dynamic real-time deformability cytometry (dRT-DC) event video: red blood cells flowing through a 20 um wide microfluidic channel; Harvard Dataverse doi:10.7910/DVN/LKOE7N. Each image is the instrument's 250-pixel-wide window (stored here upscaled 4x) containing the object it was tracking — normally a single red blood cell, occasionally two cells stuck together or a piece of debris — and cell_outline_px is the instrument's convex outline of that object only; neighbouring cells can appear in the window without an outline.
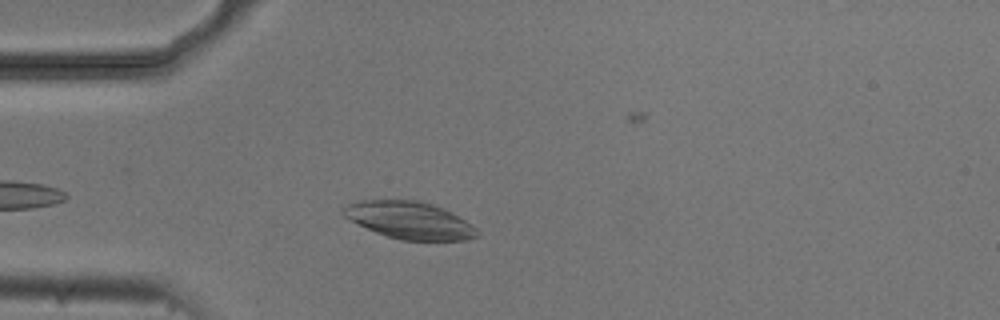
{"species": "common noctule bat (a hibernating species)", "species_latin": "Nyctalus noctula", "temperature_condition": "cold", "stored_images_in_passage": 39, "camera_frame_rate_fps": 3000, "um_per_image_px": 0.085, "animal": {"sex": "male", "body_mass_g": 20.5, "forearm_length_mm": 52.5}, "frame": {"image": 1, "passage_image": 6, "time_ms": 1.667, "image_size_px": [1000, 320], "cell_outline_px": [[480, 232], [476, 236], [464, 240], [400, 240], [376, 232], [344, 216], [340, 212], [340, 208], [348, 204], [360, 200], [416, 200], [432, 204], [472, 224]], "centroid_in_image_um": [34.77, 18.72], "position_along_channel_um": 50.2, "area_um2": 28.55}}
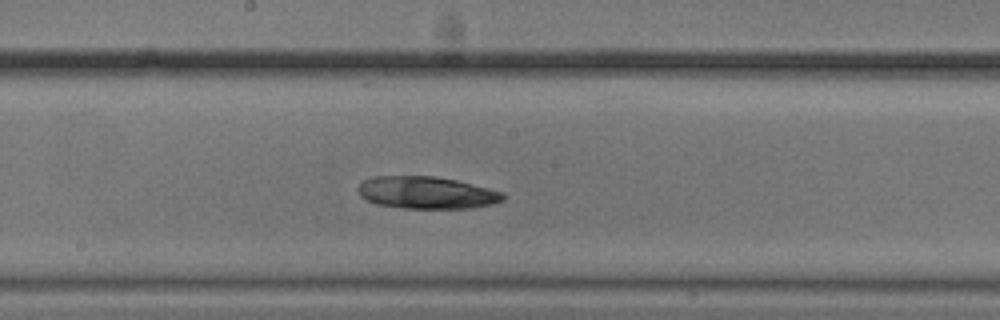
{"frame": {"image": 2, "passage_image": 20, "time_ms": 6.333, "image_size_px": [1000, 320], "cell_outline_px": [[504, 200], [492, 204], [472, 208], [400, 208], [376, 204], [360, 196], [356, 188], [364, 180], [372, 176], [436, 176], [456, 180], [504, 192]], "centroid_in_image_um": [36.24, 16.37], "position_along_channel_um": 212.0, "area_um2": 27.34}}
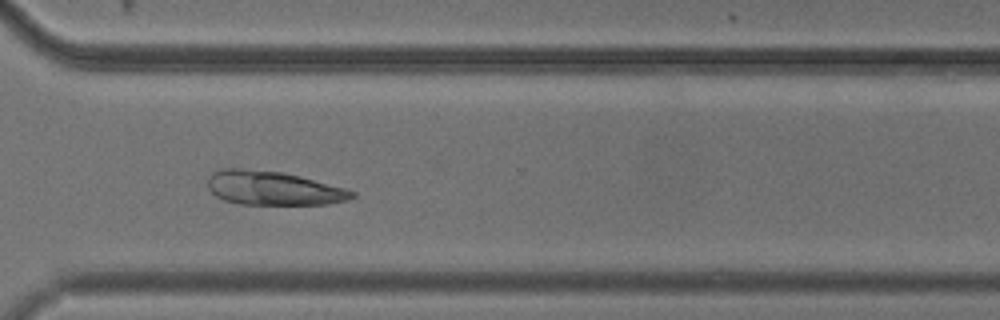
{"frame": {"image": 3, "passage_image": 31, "time_ms": 10.0, "image_size_px": [1000, 320], "cell_outline_px": [[356, 196], [348, 200], [328, 204], [240, 204], [224, 200], [216, 196], [208, 188], [208, 176], [212, 172], [220, 168], [240, 168], [284, 172], [300, 176], [344, 188], [356, 192]], "centroid_in_image_um": [23.2, 15.98], "position_along_channel_um": 347.4, "area_um2": 28.61}}